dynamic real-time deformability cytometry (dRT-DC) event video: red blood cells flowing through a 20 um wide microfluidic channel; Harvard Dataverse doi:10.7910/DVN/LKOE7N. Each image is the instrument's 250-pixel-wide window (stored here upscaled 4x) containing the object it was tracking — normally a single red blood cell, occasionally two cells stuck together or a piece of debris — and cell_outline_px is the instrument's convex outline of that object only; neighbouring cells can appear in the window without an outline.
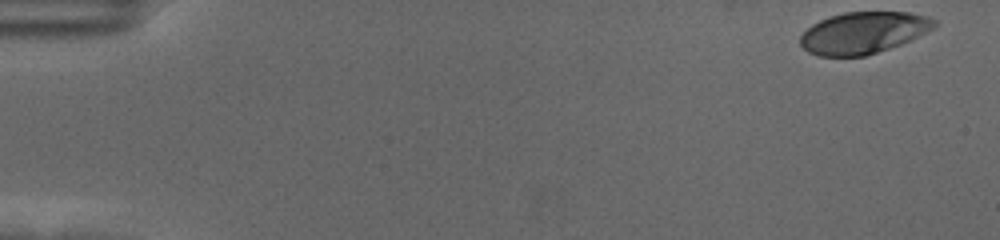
{"species": "human", "species_latin": "Homo sapiens", "temperature_condition": "cold", "stored_images_in_passage": 57, "camera_frame_rate_fps": 3000, "um_per_image_px": 0.085, "donor": {"sex": "female"}, "frame": {"image": 1, "passage_image": 1, "time_ms": 0.0, "image_size_px": [1000, 240], "cell_outline_px": [[936, 24], [932, 28], [900, 44], [864, 56], [816, 56], [808, 52], [800, 44], [800, 36], [812, 24], [828, 16], [844, 12], [908, 12], [928, 16], [936, 20]], "centroid_in_image_um": [73.33, 2.77], "position_along_channel_um": 11.7, "area_um2": 32.25}}
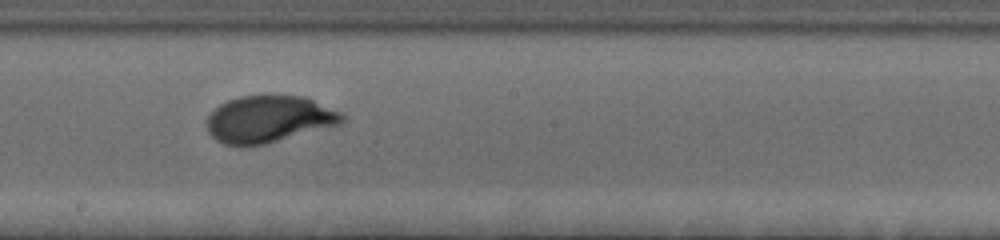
{"frame": {"image": 2, "passage_image": 32, "time_ms": 10.333, "image_size_px": [1000, 240], "cell_outline_px": [[344, 120], [340, 124], [264, 144], [240, 148], [224, 144], [216, 140], [208, 132], [208, 116], [220, 104], [228, 100], [240, 96], [304, 96], [344, 112]], "centroid_in_image_um": [22.86, 10.14], "position_along_channel_um": 225.3, "area_um2": 36.99}}
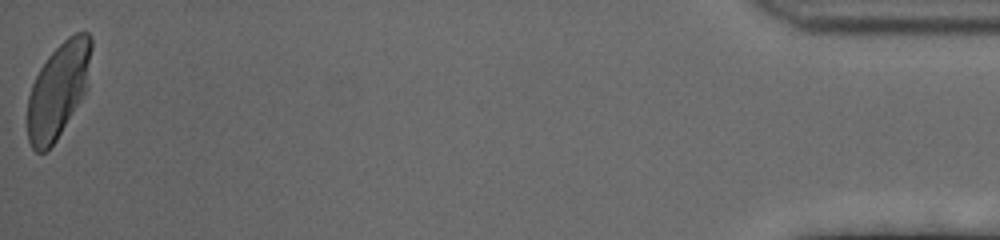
{"frame": {"image": 3, "passage_image": 57, "time_ms": 18.667, "image_size_px": [1000, 240], "cell_outline_px": [[92, 48], [84, 92], [56, 140], [44, 152], [36, 152], [32, 148], [28, 140], [28, 96], [32, 84], [40, 68], [48, 56], [68, 36], [76, 32], [88, 32], [92, 36]], "centroid_in_image_um": [4.92, 7.63], "position_along_channel_um": 430.3, "area_um2": 34.51}, "authors_computed_cell_mechanics": {"area_um2": 35.0846, "velocity_mm_per_s": 3.5016, "shape_relaxation_time_tau1_ms": 3.1755, "shape_relaxation_time_tau2_ms": null, "deformation_change_tau1": 0.158, "deformation_change_tau2": null}}